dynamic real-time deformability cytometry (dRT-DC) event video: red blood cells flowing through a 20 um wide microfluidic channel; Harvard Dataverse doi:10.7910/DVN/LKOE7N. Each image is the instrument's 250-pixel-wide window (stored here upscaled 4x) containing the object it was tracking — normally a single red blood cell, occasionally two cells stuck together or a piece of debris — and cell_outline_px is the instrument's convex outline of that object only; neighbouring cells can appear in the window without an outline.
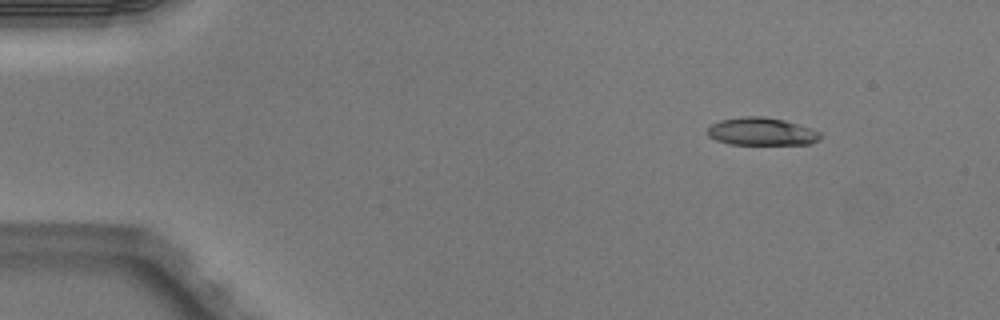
{"species": "Egyptian fruit bat (a non-hibernating species)", "species_latin": "Rousettus aegyptiacus", "temperature_condition": "warm", "stored_images_in_passage": 5, "camera_frame_rate_fps": 3000, "um_per_image_px": 0.085, "animal": {"sex": "male"}, "frame": {"image": 1, "passage_image": 2, "time_ms": 0.333, "image_size_px": [1000, 320], "cell_outline_px": [[820, 140], [812, 144], [732, 144], [716, 140], [708, 136], [708, 128], [712, 124], [720, 120], [740, 116], [764, 116], [784, 120], [812, 128], [820, 132]], "centroid_in_image_um": [64.76, 11.17], "position_along_channel_um": 20.2, "area_um2": 18.32}}
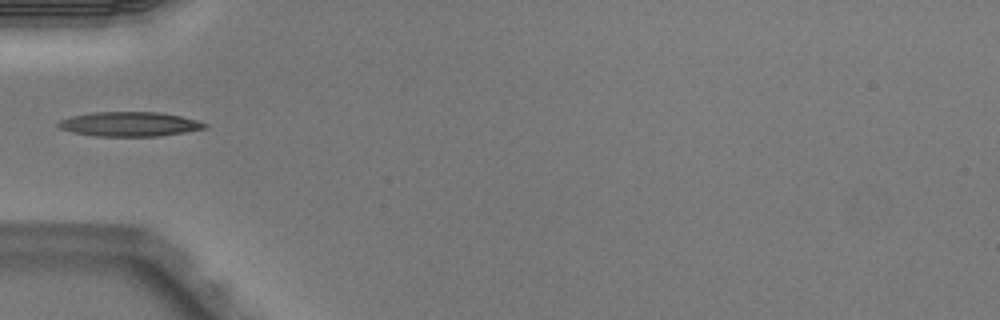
{"frame": {"image": 2, "passage_image": 5, "time_ms": 1.333, "image_size_px": [1000, 320], "cell_outline_px": [[208, 128], [160, 136], [96, 136], [72, 132], [60, 128], [56, 124], [60, 120], [72, 116], [92, 112], [160, 112], [180, 116], [196, 120], [208, 124]], "centroid_in_image_um": [11.02, 10.55], "position_along_channel_um": 74.0, "area_um2": 20.87}}